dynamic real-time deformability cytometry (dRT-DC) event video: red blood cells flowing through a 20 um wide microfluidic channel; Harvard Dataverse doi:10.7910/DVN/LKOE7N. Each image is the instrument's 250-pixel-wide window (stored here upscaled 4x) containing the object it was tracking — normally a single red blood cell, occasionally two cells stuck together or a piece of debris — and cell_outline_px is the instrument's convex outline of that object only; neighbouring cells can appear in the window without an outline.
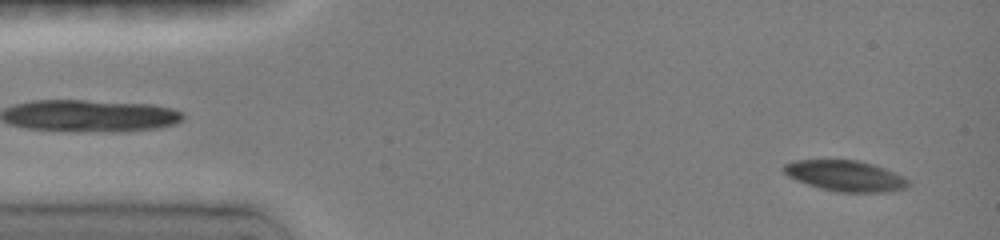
{"species": "common noctule bat (a hibernating species)", "species_latin": "Nyctalus noctula", "temperature_condition": "room temperature", "stored_images_in_passage": 41, "camera_frame_rate_fps": 3000, "um_per_image_px": 0.085, "animal": {"sex": "female", "body_mass_g": 19.0, "forearm_length_mm": 51.5}, "frame": {"image": 1, "passage_image": 3, "time_ms": 0.333, "image_size_px": [1000, 240], "cell_outline_px": [[908, 188], [892, 192], [836, 192], [820, 188], [796, 180], [788, 176], [784, 172], [784, 164], [792, 160], [856, 160], [872, 164], [884, 168], [904, 176], [908, 180]], "centroid_in_image_um": [71.88, 14.95], "position_along_channel_um": 13.1, "area_um2": 22.37}}
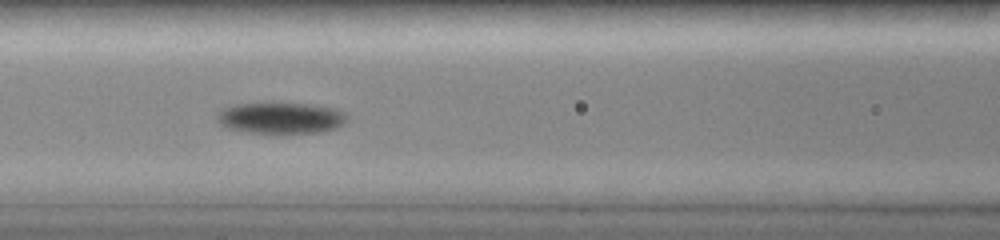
{"frame": {"image": 2, "passage_image": 23, "time_ms": 6.0, "image_size_px": [1000, 240], "cell_outline_px": [[348, 120], [344, 124], [336, 128], [320, 132], [280, 136], [244, 132], [228, 128], [220, 124], [216, 120], [216, 116], [220, 108], [236, 104], [272, 100], [308, 104], [332, 108], [344, 112], [348, 116]], "centroid_in_image_um": [23.82, 10.03], "position_along_channel_um": 142.8, "area_um2": 25.49}}
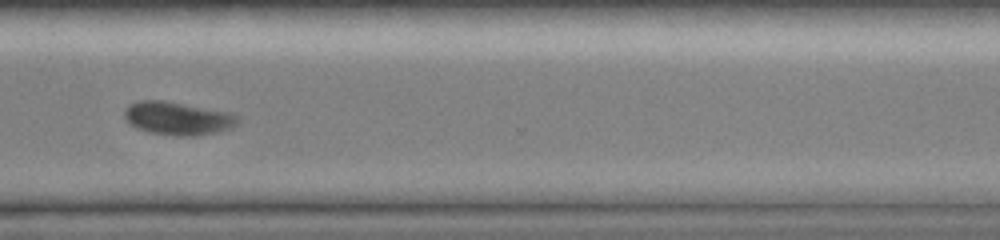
{"frame": {"image": 3, "passage_image": 40, "time_ms": 11.333, "image_size_px": [1000, 240], "cell_outline_px": [[240, 120], [232, 128], [220, 132], [192, 136], [176, 136], [148, 132], [136, 128], [124, 116], [124, 112], [132, 104], [140, 100], [164, 100], [232, 112], [240, 116]], "centroid_in_image_um": [15.2, 10.06], "position_along_channel_um": 355.4, "area_um2": 22.08}}